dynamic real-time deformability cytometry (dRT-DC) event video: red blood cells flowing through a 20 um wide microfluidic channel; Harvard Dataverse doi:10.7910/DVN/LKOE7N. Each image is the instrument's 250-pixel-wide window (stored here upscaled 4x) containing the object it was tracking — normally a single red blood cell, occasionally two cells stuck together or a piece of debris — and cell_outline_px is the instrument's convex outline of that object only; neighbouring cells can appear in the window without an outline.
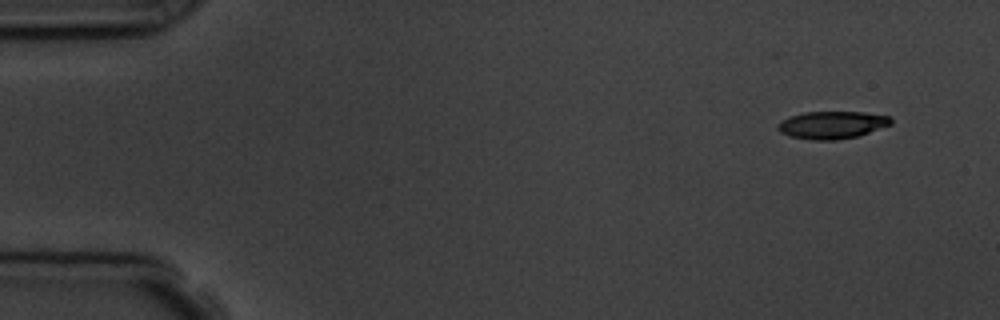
{"species": "common noctule bat (a hibernating species)", "species_latin": "Nyctalus noctula", "temperature_condition": "room temperature", "stored_images_in_passage": 10, "camera_frame_rate_fps": 3000, "um_per_image_px": 0.085, "animal": {"sex": "male", "body_mass_g": 19.5, "forearm_length_mm": 54.6}, "frame": {"image": 1, "passage_image": 1, "time_ms": 0.0, "image_size_px": [1000, 320], "cell_outline_px": [[892, 124], [856, 136], [836, 140], [812, 140], [788, 136], [780, 132], [776, 128], [776, 124], [780, 120], [788, 116], [804, 112], [864, 112], [892, 116]], "centroid_in_image_um": [70.67, 10.61], "position_along_channel_um": 14.3, "area_um2": 18.32}}
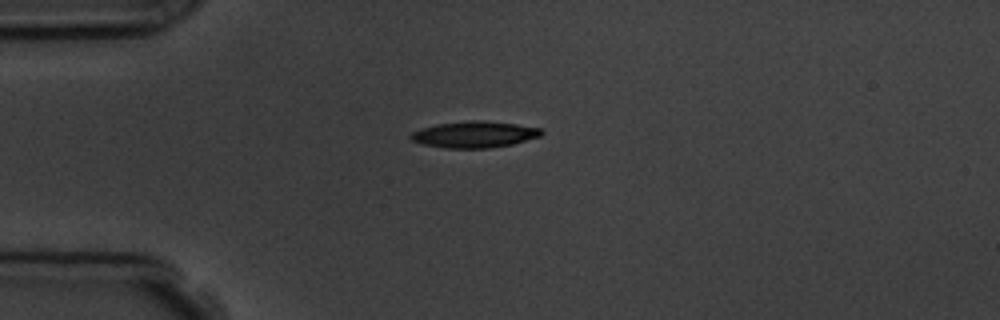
{"frame": {"image": 2, "passage_image": 4, "time_ms": 3.333, "image_size_px": [1000, 320], "cell_outline_px": [[544, 132], [540, 136], [512, 144], [488, 148], [444, 148], [424, 144], [412, 140], [408, 136], [412, 132], [436, 124], [468, 120], [484, 120], [516, 124], [540, 128]], "centroid_in_image_um": [40.33, 11.42], "position_along_channel_um": 44.7, "area_um2": 20.0}}
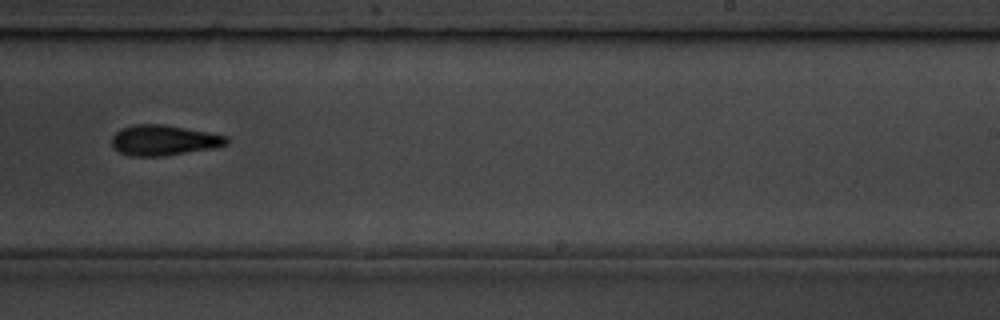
{"frame": {"image": 3, "passage_image": 10, "time_ms": 10.0, "image_size_px": [1000, 320], "cell_outline_px": [[228, 144], [212, 148], [160, 156], [132, 156], [120, 152], [112, 144], [112, 136], [120, 128], [136, 124], [164, 124], [208, 132], [228, 136]], "centroid_in_image_um": [13.91, 11.9], "position_along_channel_um": 275.1, "area_um2": 20.11}}